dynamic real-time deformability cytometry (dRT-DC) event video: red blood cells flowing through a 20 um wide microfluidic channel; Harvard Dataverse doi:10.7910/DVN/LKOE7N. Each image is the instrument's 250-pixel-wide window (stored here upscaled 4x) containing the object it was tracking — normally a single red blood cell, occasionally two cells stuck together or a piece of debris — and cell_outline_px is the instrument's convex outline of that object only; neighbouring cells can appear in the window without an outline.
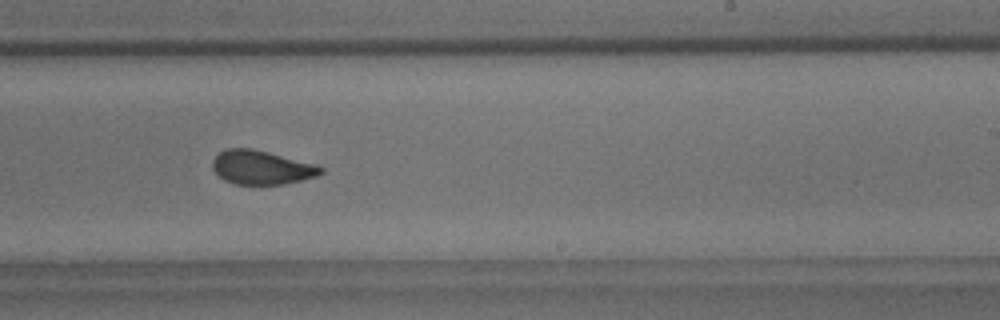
{"species": "common noctule bat (a hibernating species)", "species_latin": "Nyctalus noctula", "temperature_condition": "room temperature", "stored_images_in_passage": 39, "camera_frame_rate_fps": 3000, "um_per_image_px": 0.085, "animal": {"sex": "male", "body_mass_g": 18.8}, "frame": {"image": 1, "passage_image": 23, "time_ms": 7.333, "image_size_px": [1000, 320], "cell_outline_px": [[324, 172], [316, 176], [284, 184], [236, 184], [224, 180], [212, 168], [212, 160], [220, 152], [228, 148], [252, 148], [316, 164], [324, 168]], "centroid_in_image_um": [22.23, 14.23], "position_along_channel_um": 266.8, "area_um2": 21.27}, "authors_computed_cell_mechanics": {"area_um2": 22.3686, "velocity_mm_per_s": 3.4824, "shape_relaxation_time_tau1_ms": 4.6455, "shape_relaxation_time_tau2_ms": 0.9081, "deformation_change_tau1": 0.1423, "deformation_change_tau2": 0.062}}